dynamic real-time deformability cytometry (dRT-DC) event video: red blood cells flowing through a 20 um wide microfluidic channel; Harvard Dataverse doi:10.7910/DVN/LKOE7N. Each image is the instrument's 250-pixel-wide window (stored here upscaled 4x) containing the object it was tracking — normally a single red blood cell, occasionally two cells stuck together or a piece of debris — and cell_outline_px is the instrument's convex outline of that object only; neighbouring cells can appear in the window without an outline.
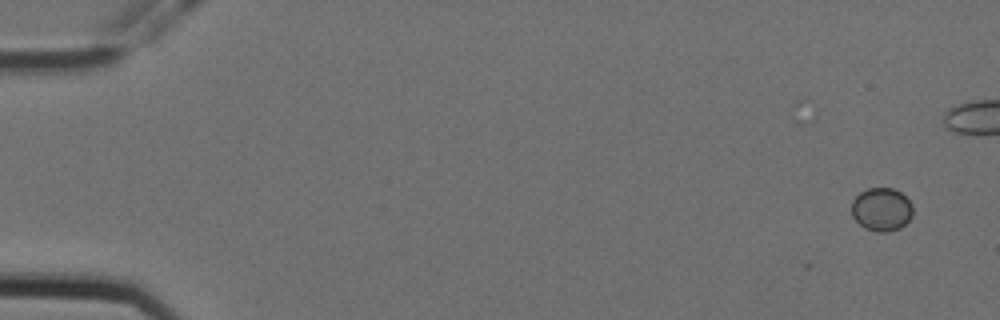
{"species": "Egyptian fruit bat (a non-hibernating species)", "species_latin": "Rousettus aegyptiacus", "temperature_condition": "cold", "stored_images_in_passage": 13, "camera_frame_rate_fps": 3000, "um_per_image_px": 0.085, "animal": {"sex": "female"}, "frame": {"image": 1, "passage_image": 3, "time_ms": 0.667, "image_size_px": [1000, 320], "cell_outline_px": [[912, 216], [900, 228], [888, 232], [876, 232], [864, 228], [852, 216], [852, 200], [860, 192], [868, 188], [892, 188], [900, 192], [912, 204]], "centroid_in_image_um": [74.92, 17.8], "position_along_channel_um": 10.1, "area_um2": 15.43}}